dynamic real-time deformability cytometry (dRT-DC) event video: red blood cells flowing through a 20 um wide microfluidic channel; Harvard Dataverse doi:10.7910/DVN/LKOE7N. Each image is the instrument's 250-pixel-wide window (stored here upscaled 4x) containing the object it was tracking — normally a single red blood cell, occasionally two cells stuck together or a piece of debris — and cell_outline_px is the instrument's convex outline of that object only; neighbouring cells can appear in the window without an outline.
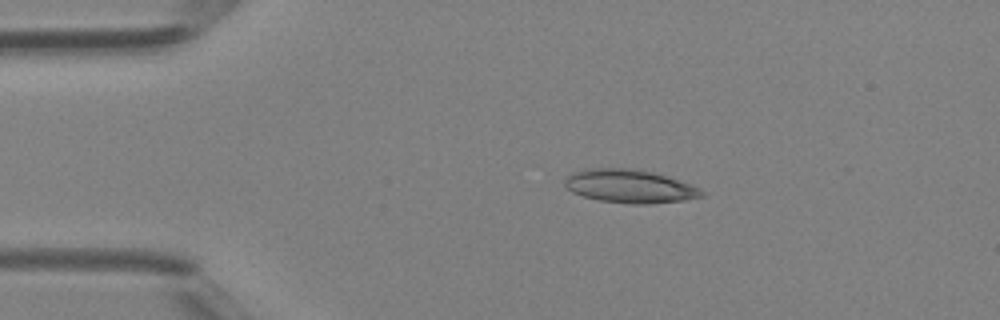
{"species": "Egyptian fruit bat (a non-hibernating species)", "species_latin": "Rousettus aegyptiacus", "temperature_condition": "room temperature", "stored_images_in_passage": 35, "camera_frame_rate_fps": 3000, "um_per_image_px": 0.085, "animal": {"sex": "female"}, "frame": {"image": 1, "passage_image": 1, "time_ms": 0.0, "image_size_px": [1000, 320], "cell_outline_px": [[704, 196], [684, 200], [648, 204], [632, 204], [600, 200], [584, 196], [572, 192], [564, 188], [564, 180], [572, 172], [584, 168], [632, 168], [652, 172], [680, 180], [700, 188], [704, 192]], "centroid_in_image_um": [53.5, 15.82], "position_along_channel_um": 31.5, "area_um2": 26.7}}
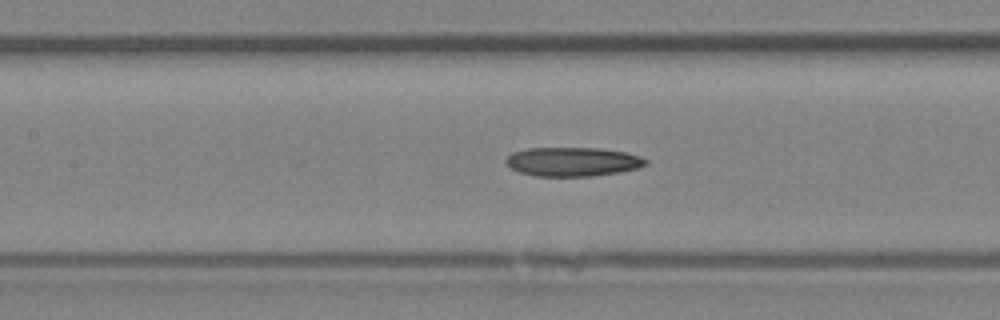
{"frame": {"image": 2, "passage_image": 12, "time_ms": 3.667, "image_size_px": [1000, 320], "cell_outline_px": [[648, 164], [636, 168], [620, 172], [592, 176], [536, 176], [520, 172], [512, 168], [504, 160], [512, 152], [524, 148], [600, 148], [624, 152], [640, 156], [648, 160]], "centroid_in_image_um": [48.68, 13.74], "position_along_channel_um": 158.7, "area_um2": 23.64}}
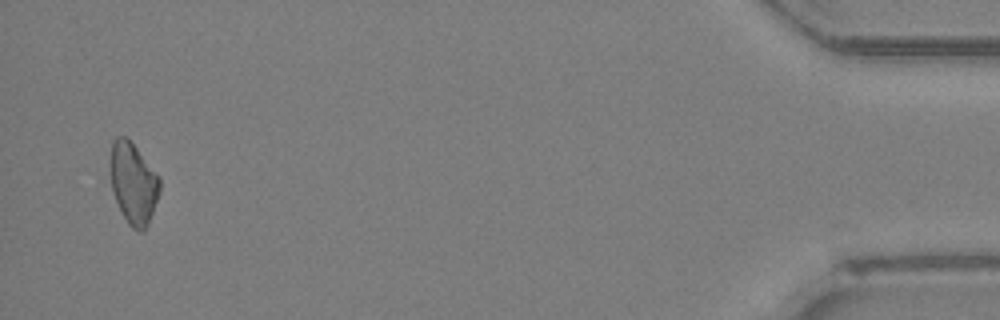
{"frame": {"image": 3, "passage_image": 34, "time_ms": 11.0, "image_size_px": [1000, 320], "cell_outline_px": [[160, 192], [148, 224], [144, 232], [140, 232], [132, 228], [128, 224], [112, 192], [112, 140], [116, 136], [124, 136], [136, 148], [160, 176]], "centroid_in_image_um": [11.37, 15.61], "position_along_channel_um": 423.8, "area_um2": 22.95}}